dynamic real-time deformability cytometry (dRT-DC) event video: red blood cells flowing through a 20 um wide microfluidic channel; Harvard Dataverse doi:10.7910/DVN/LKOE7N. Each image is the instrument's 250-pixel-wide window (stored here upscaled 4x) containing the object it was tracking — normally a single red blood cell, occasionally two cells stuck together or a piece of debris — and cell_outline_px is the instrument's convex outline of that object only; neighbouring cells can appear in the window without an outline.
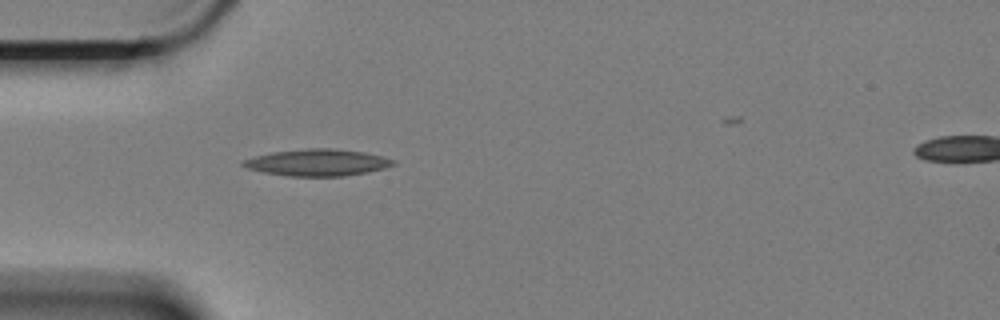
{"species": "Egyptian fruit bat (a non-hibernating species)", "species_latin": "Rousettus aegyptiacus", "temperature_condition": "cold", "stored_images_in_passage": 38, "camera_frame_rate_fps": 3000, "um_per_image_px": 0.085, "animal": {"sex": "female"}, "frame": {"image": 1, "passage_image": 1, "time_ms": 0.0, "image_size_px": [1000, 320], "cell_outline_px": [[396, 164], [384, 168], [368, 172], [344, 176], [284, 176], [264, 172], [248, 168], [240, 164], [244, 160], [256, 156], [272, 152], [308, 148], [332, 148], [364, 152], [396, 160]], "centroid_in_image_um": [27.0, 13.82], "position_along_channel_um": 58.0, "area_um2": 23.29}}
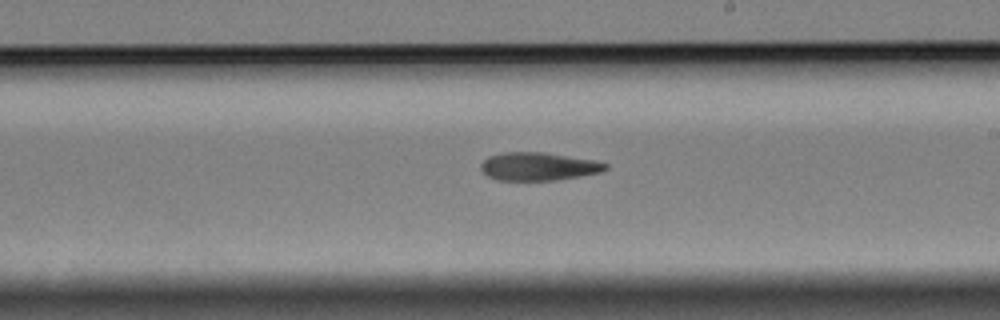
{"frame": {"image": 2, "passage_image": 18, "time_ms": 5.667, "image_size_px": [1000, 320], "cell_outline_px": [[608, 168], [600, 172], [580, 176], [556, 180], [496, 180], [488, 176], [480, 168], [480, 164], [488, 156], [504, 152], [544, 152], [592, 160], [608, 164]], "centroid_in_image_um": [45.73, 14.15], "position_along_channel_um": 243.3, "area_um2": 20.29}}
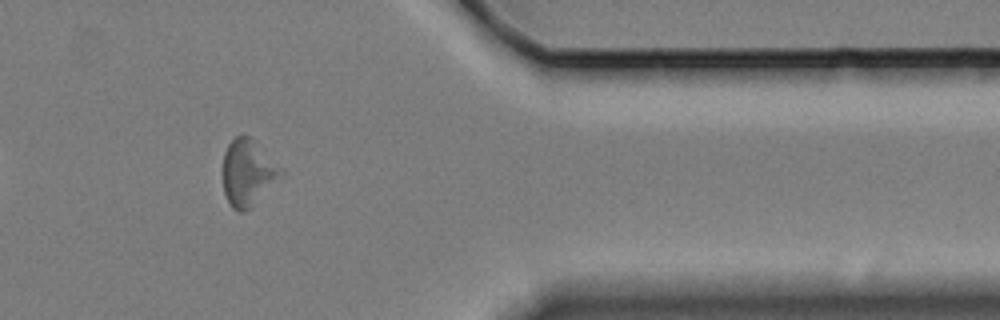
{"frame": {"image": 3, "passage_image": 33, "time_ms": 10.667, "image_size_px": [1000, 320], "cell_outline_px": [[284, 172], [244, 212], [240, 212], [232, 208], [224, 192], [224, 152], [228, 144], [236, 136], [248, 136], [284, 168]], "centroid_in_image_um": [21.06, 14.65], "position_along_channel_um": 390.3, "area_um2": 21.62}}